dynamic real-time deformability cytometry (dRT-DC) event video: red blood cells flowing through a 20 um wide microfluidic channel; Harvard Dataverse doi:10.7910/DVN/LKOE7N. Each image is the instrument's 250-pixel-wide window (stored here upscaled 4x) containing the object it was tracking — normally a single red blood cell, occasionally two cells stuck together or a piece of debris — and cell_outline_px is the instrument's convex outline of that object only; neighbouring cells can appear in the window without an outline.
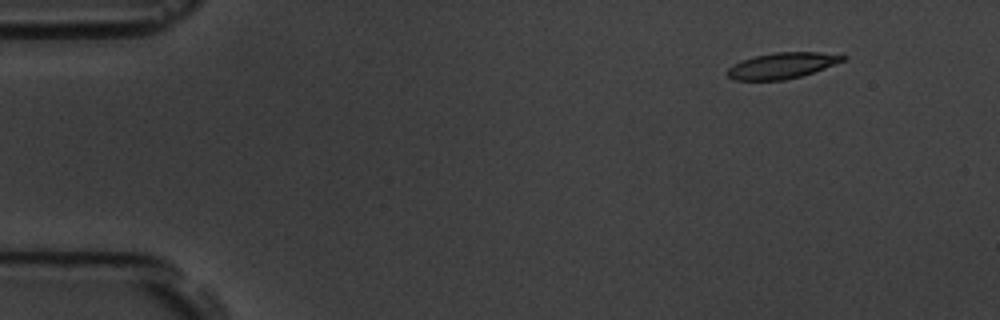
{"species": "common noctule bat (a hibernating species)", "species_latin": "Nyctalus noctula", "temperature_condition": "room temperature", "stored_images_in_passage": 4, "camera_frame_rate_fps": 3000, "um_per_image_px": 0.085, "animal": {"sex": "male", "body_mass_g": 19.5, "forearm_length_mm": 54.6}, "frame": {"image": 1, "passage_image": 1, "time_ms": 0.0, "image_size_px": [1000, 320], "cell_outline_px": [[848, 56], [844, 60], [824, 68], [800, 76], [784, 80], [736, 80], [728, 76], [724, 72], [728, 68], [740, 60], [772, 52], [820, 52]], "centroid_in_image_um": [66.43, 5.57], "position_along_channel_um": 18.6, "area_um2": 17.34}}